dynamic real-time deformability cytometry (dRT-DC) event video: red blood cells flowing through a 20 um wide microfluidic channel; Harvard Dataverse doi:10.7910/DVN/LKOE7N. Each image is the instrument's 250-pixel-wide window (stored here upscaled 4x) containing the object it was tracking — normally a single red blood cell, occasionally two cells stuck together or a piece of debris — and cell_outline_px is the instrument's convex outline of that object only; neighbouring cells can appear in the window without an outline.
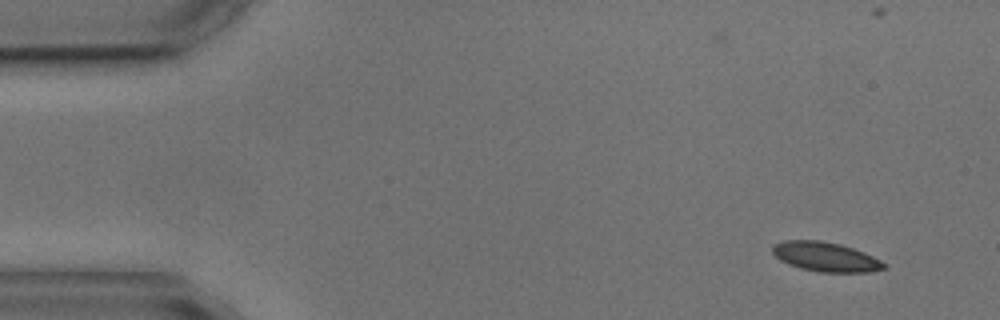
{"species": "common noctule bat (a hibernating species)", "species_latin": "Nyctalus noctula", "temperature_condition": "cold", "stored_images_in_passage": 2, "camera_frame_rate_fps": 3000, "um_per_image_px": 0.085, "animal": {"sex": "male", "body_mass_g": 17.9, "forearm_length_mm": 54.2}, "frame": {"image": 1, "passage_image": 2, "time_ms": 1.333, "image_size_px": [1000, 320], "cell_outline_px": [[888, 268], [868, 272], [820, 272], [800, 268], [788, 264], [780, 260], [772, 252], [772, 244], [784, 240], [820, 240], [840, 244], [864, 252], [888, 264]], "centroid_in_image_um": [70.18, 21.83], "position_along_channel_um": 14.8, "area_um2": 19.25}}